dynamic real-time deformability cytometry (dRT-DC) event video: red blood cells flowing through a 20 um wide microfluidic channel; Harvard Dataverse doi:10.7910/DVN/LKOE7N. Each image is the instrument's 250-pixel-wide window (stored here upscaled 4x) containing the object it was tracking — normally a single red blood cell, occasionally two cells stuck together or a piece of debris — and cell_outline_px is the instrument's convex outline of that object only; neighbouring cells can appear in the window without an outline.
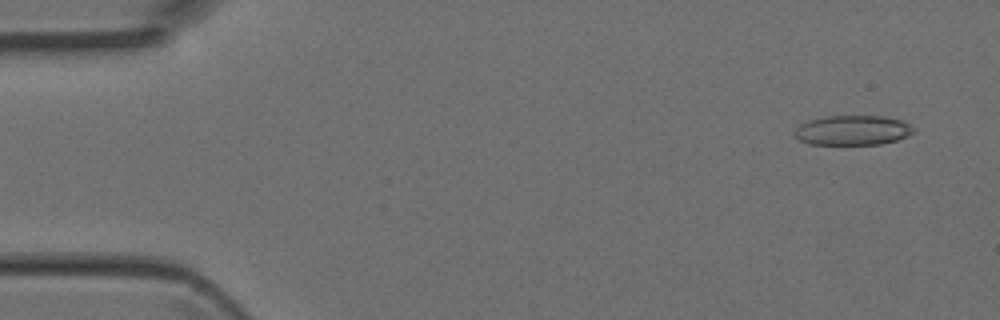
{"species": "Egyptian fruit bat (a non-hibernating species)", "species_latin": "Rousettus aegyptiacus", "temperature_condition": "room temperature", "stored_images_in_passage": 5, "camera_frame_rate_fps": 3000, "um_per_image_px": 0.085, "animal": {"sex": "female"}, "frame": {"image": 1, "passage_image": 1, "time_ms": 0.0, "image_size_px": [1000, 320], "cell_outline_px": [[916, 128], [908, 136], [896, 140], [880, 144], [808, 144], [800, 140], [792, 132], [800, 124], [808, 120], [824, 116], [884, 116], [900, 120]], "centroid_in_image_um": [72.45, 11.07], "position_along_channel_um": 12.6, "area_um2": 20.63}}
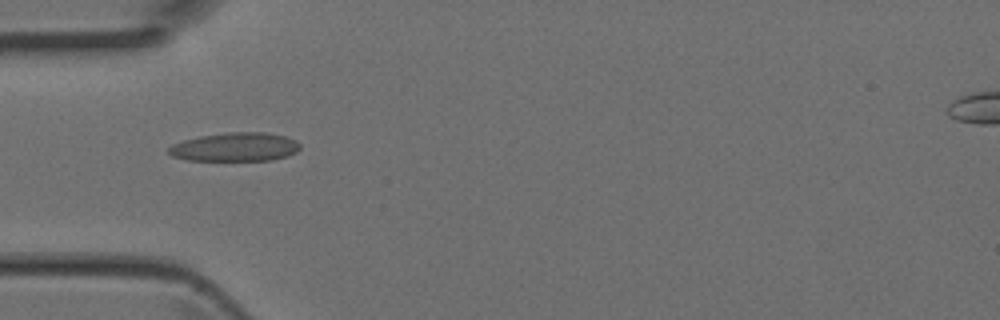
{"frame": {"image": 2, "passage_image": 4, "time_ms": 1.0, "image_size_px": [1000, 320], "cell_outline_px": [[300, 148], [296, 152], [288, 156], [272, 160], [184, 160], [172, 156], [168, 152], [168, 148], [172, 144], [184, 140], [200, 136], [228, 132], [264, 132], [284, 136], [296, 140], [300, 144]], "centroid_in_image_um": [19.99, 12.49], "position_along_channel_um": 65.0, "area_um2": 22.02}}
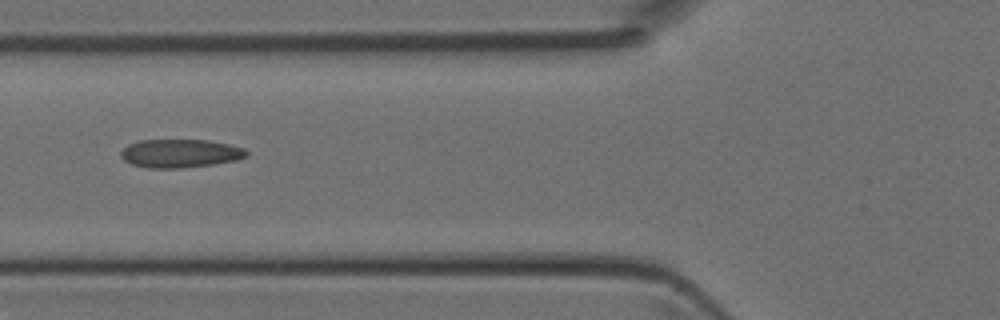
{"frame": {"image": 3, "passage_image": 5, "time_ms": 1.333, "image_size_px": [1000, 320], "cell_outline_px": [[248, 156], [236, 160], [212, 164], [180, 168], [148, 168], [132, 164], [124, 160], [120, 156], [120, 152], [128, 144], [140, 140], [208, 140], [228, 144], [244, 148], [248, 152]], "centroid_in_image_um": [15.31, 13.03], "position_along_channel_um": 110.5, "area_um2": 20.75}}